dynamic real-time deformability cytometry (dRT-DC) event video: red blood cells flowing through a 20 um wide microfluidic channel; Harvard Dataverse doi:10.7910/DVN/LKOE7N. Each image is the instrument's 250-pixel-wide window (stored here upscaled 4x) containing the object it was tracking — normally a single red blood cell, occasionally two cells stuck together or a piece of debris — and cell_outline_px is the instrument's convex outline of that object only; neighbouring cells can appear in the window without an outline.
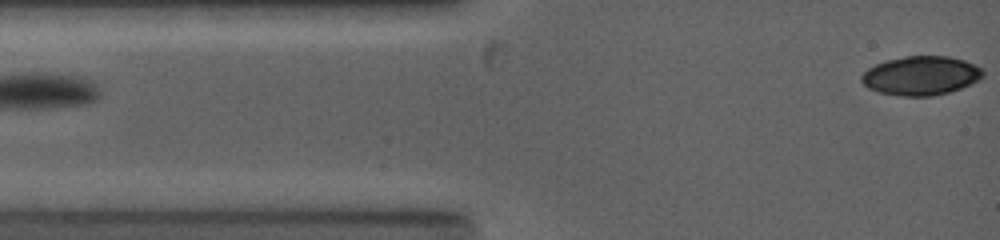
{"species": "common noctule bat (a hibernating species)", "species_latin": "Nyctalus noctula", "temperature_condition": "warm", "stored_images_in_passage": 4, "segment_of_instrument_passage": [2, 2], "camera_frame_rate_fps": 5000, "um_per_image_px": 0.085, "animal": {"sex": "female", "body_mass_g": 19.0, "forearm_length_mm": 53.3}, "frame": {"image": 1, "passage_image": 4, "time_ms": 3.4, "image_size_px": [1000, 240], "cell_outline_px": [[984, 76], [980, 80], [972, 84], [948, 92], [932, 96], [904, 96], [876, 92], [868, 88], [860, 80], [860, 76], [868, 68], [876, 64], [888, 60], [904, 56], [948, 56], [964, 60], [976, 64], [984, 72]], "centroid_in_image_um": [78.29, 6.43], "position_along_channel_um": 6.7, "area_um2": 27.74}}